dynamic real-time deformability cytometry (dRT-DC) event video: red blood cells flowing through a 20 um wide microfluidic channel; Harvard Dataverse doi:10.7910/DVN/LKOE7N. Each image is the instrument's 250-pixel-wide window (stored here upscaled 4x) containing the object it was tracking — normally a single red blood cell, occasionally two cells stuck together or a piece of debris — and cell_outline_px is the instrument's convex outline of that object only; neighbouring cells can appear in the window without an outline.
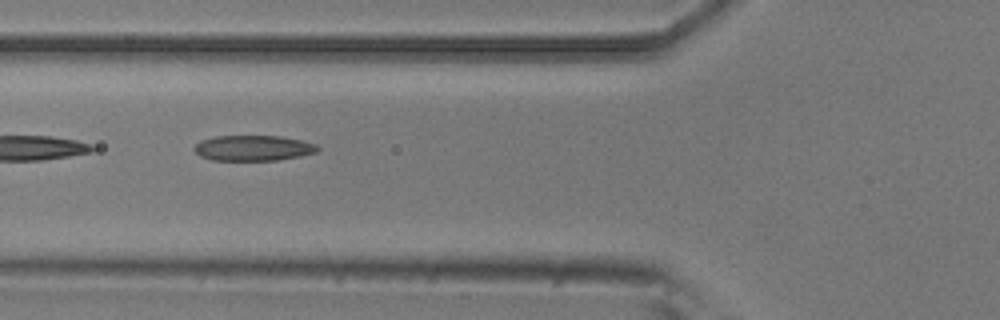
{"species": "common noctule bat (a hibernating species)", "species_latin": "Nyctalus noctula", "temperature_condition": "room temperature", "stored_images_in_passage": 10, "camera_frame_rate_fps": 3000, "um_per_image_px": 0.085, "animal": {"sex": "male", "body_mass_g": 20.5, "forearm_length_mm": 52.5}, "frame": {"image": 1, "passage_image": 5, "time_ms": 1.333, "image_size_px": [1000, 320], "cell_outline_px": [[320, 148], [316, 152], [300, 156], [276, 160], [212, 160], [200, 156], [192, 148], [200, 140], [216, 136], [280, 136], [300, 140], [316, 144]], "centroid_in_image_um": [21.5, 12.58], "position_along_channel_um": 104.3, "area_um2": 18.26}}
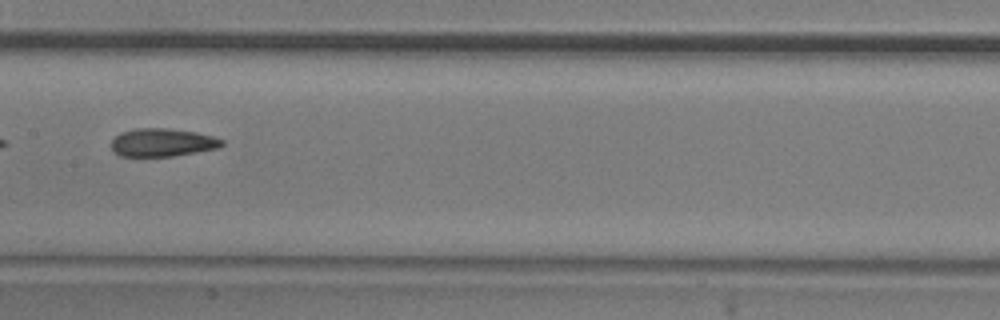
{"frame": {"image": 2, "passage_image": 7, "time_ms": 2.0, "image_size_px": [1000, 320], "cell_outline_px": [[224, 144], [220, 148], [172, 156], [120, 156], [112, 148], [112, 140], [120, 132], [136, 128], [168, 128], [196, 132], [212, 136], [224, 140]], "centroid_in_image_um": [13.83, 12.1], "position_along_channel_um": 193.6, "area_um2": 18.09}}
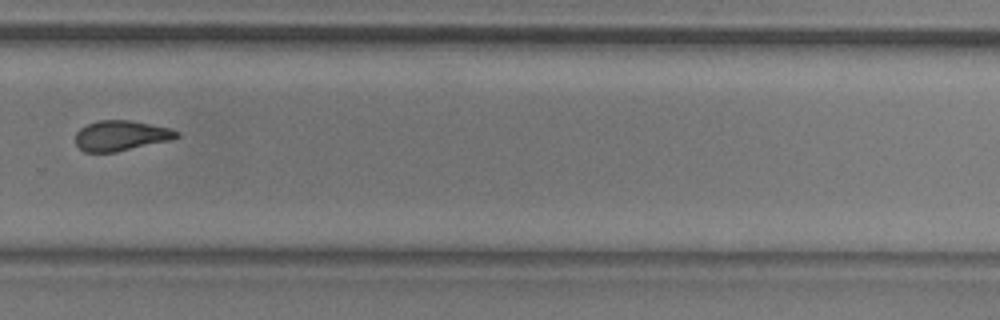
{"frame": {"image": 3, "passage_image": 10, "time_ms": 3.0, "image_size_px": [1000, 320], "cell_outline_px": [[180, 136], [172, 140], [116, 152], [84, 152], [76, 144], [76, 132], [80, 128], [88, 124], [100, 120], [128, 120], [168, 128], [180, 132]], "centroid_in_image_um": [10.29, 11.54], "position_along_channel_um": 319.5, "area_um2": 17.74}}